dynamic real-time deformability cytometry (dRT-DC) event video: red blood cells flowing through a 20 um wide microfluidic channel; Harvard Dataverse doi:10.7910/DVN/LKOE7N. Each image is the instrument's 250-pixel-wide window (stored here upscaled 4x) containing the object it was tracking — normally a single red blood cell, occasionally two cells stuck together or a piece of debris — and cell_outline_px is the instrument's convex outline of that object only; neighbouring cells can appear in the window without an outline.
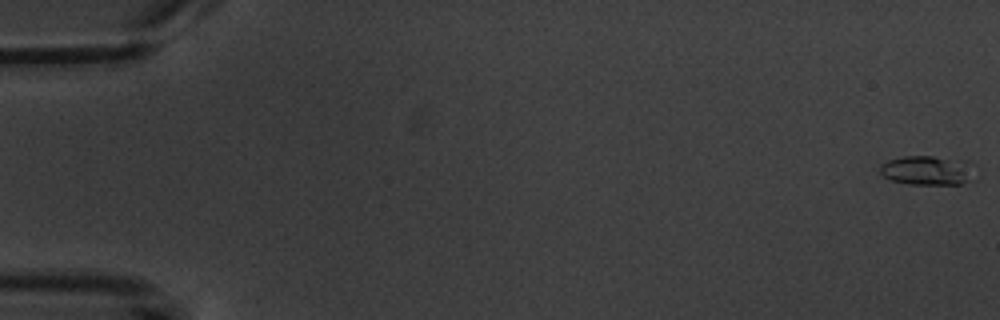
{"species": "common noctule bat (a hibernating species)", "species_latin": "Nyctalus noctula", "temperature_condition": "warm", "stored_images_in_passage": 10, "camera_frame_rate_fps": 3000, "um_per_image_px": 0.085, "animal": {"sex": "male", "body_mass_g": 20.1, "forearm_length_mm": 53.5}, "frame": {"image": 1, "passage_image": 1, "time_ms": 0.0, "image_size_px": [1000, 320], "cell_outline_px": [[976, 180], [960, 184], [908, 184], [892, 180], [884, 176], [880, 172], [880, 168], [888, 160], [904, 156], [932, 156], [968, 160], [972, 164]], "centroid_in_image_um": [78.93, 14.48], "position_along_channel_um": 6.1, "area_um2": 16.47}}
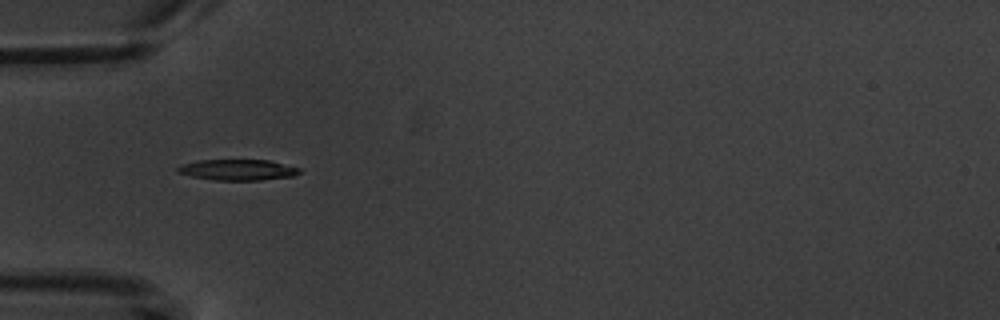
{"frame": {"image": 2, "passage_image": 5, "time_ms": 6.0, "image_size_px": [1000, 320], "cell_outline_px": [[304, 172], [292, 176], [260, 180], [212, 180], [192, 176], [176, 172], [176, 168], [180, 164], [196, 160], [268, 160], [300, 168]], "centroid_in_image_um": [20.18, 14.43], "position_along_channel_um": 64.8, "area_um2": 14.91}}
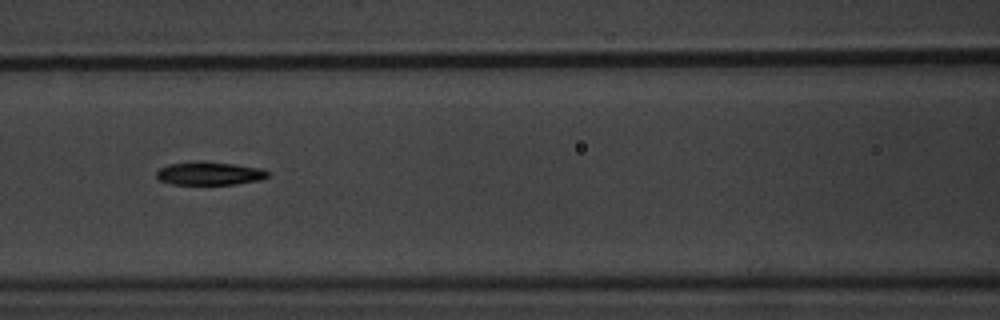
{"frame": {"image": 3, "passage_image": 7, "time_ms": 8.333, "image_size_px": [1000, 320], "cell_outline_px": [[268, 176], [260, 180], [236, 184], [168, 184], [160, 180], [156, 176], [156, 172], [160, 168], [168, 164], [196, 160], [204, 160], [260, 168], [268, 172]], "centroid_in_image_um": [17.75, 14.73], "position_along_channel_um": 148.8, "area_um2": 15.2}}